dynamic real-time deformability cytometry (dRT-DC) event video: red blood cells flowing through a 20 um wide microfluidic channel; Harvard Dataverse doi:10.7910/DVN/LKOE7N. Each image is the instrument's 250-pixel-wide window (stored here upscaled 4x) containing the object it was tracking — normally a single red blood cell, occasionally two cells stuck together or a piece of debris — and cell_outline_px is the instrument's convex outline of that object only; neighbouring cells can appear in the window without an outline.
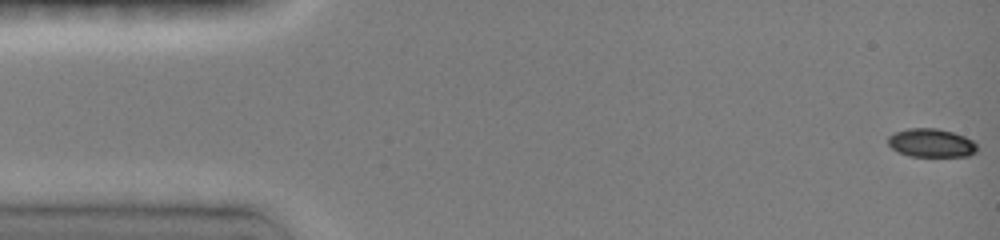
{"species": "common noctule bat (a hibernating species)", "species_latin": "Nyctalus noctula", "temperature_condition": "room temperature", "stored_images_in_passage": 42, "camera_frame_rate_fps": 3000, "um_per_image_px": 0.085, "animal": {"sex": "female", "body_mass_g": 19.0, "forearm_length_mm": 51.5}, "frame": {"image": 1, "passage_image": 1, "time_ms": 0.0, "image_size_px": [1000, 240], "cell_outline_px": [[976, 152], [968, 156], [908, 156], [892, 148], [888, 144], [888, 136], [896, 132], [908, 128], [936, 128], [952, 132], [964, 136], [972, 140], [976, 144]], "centroid_in_image_um": [79.15, 12.15], "position_along_channel_um": 5.9, "area_um2": 14.68}}
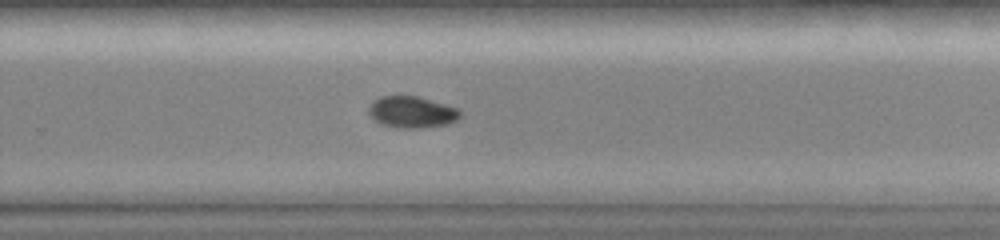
{"frame": {"image": 2, "passage_image": 30, "time_ms": 10.333, "image_size_px": [1000, 240], "cell_outline_px": [[460, 116], [456, 120], [448, 124], [420, 128], [396, 128], [380, 124], [368, 112], [368, 108], [372, 100], [380, 96], [416, 96], [444, 104], [456, 108], [460, 112]], "centroid_in_image_um": [34.96, 9.53], "position_along_channel_um": 294.8, "area_um2": 16.7}}
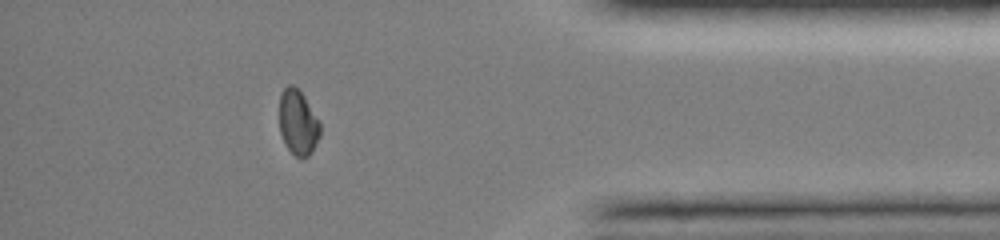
{"frame": {"image": 3, "passage_image": 38, "time_ms": 13.667, "image_size_px": [1000, 240], "cell_outline_px": [[320, 136], [312, 152], [308, 156], [296, 156], [288, 148], [280, 132], [280, 92], [288, 84], [292, 84], [304, 96], [320, 120]], "centroid_in_image_um": [25.35, 10.38], "position_along_channel_um": 409.9, "area_um2": 15.37}, "authors_computed_cell_mechanics": {"area_um2": 16.1551, "velocity_mm_per_s": 4.0647, "shape_relaxation_time_tau1_ms": 4.521, "shape_relaxation_time_tau2_ms": 5.0437, "deformation_change_tau1": 0.1456, "deformation_change_tau2": 0.0366}}